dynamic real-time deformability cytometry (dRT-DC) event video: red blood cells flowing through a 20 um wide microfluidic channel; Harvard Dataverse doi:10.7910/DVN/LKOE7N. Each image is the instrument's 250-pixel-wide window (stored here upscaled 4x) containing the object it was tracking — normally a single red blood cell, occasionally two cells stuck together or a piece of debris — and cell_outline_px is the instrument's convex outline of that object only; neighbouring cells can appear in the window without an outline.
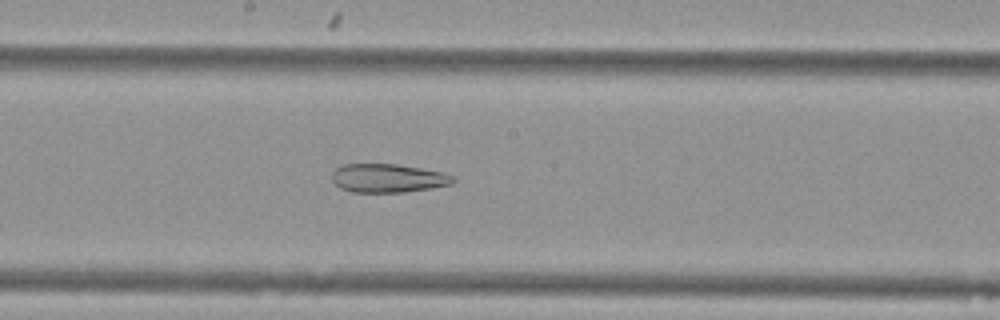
{"species": "Egyptian fruit bat (a non-hibernating species)", "species_latin": "Rousettus aegyptiacus", "temperature_condition": "cold", "stored_images_in_passage": 54, "camera_frame_rate_fps": 3000, "um_per_image_px": 0.085, "animal": {"sex": "female"}, "frame": {"image": 1, "passage_image": 29, "time_ms": 9.333, "image_size_px": [1000, 320], "cell_outline_px": [[456, 180], [452, 184], [432, 188], [404, 192], [352, 192], [340, 188], [332, 180], [332, 172], [336, 168], [344, 164], [396, 164], [420, 168], [440, 172], [452, 176]], "centroid_in_image_um": [32.95, 15.15], "position_along_channel_um": 215.2, "area_um2": 20.11}}
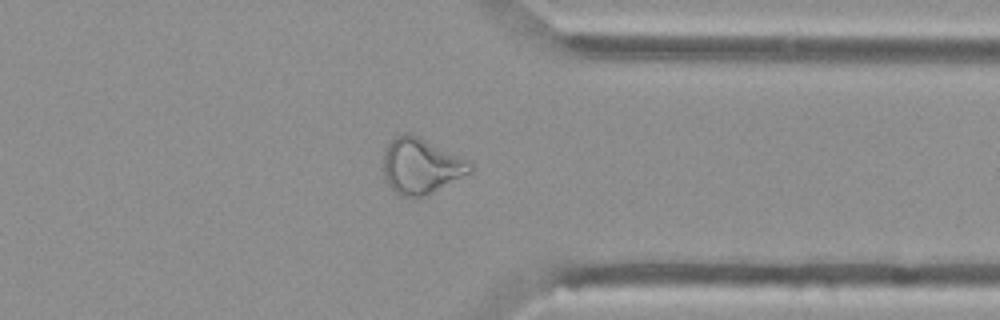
{"frame": {"image": 2, "passage_image": 42, "time_ms": 13.667, "image_size_px": [1000, 320], "cell_outline_px": [[472, 172], [428, 196], [400, 196], [388, 184], [384, 176], [384, 152], [388, 144], [396, 136], [404, 132], [416, 136], [472, 160]], "centroid_in_image_um": [35.84, 14.12], "position_along_channel_um": 375.6, "area_um2": 28.21}}
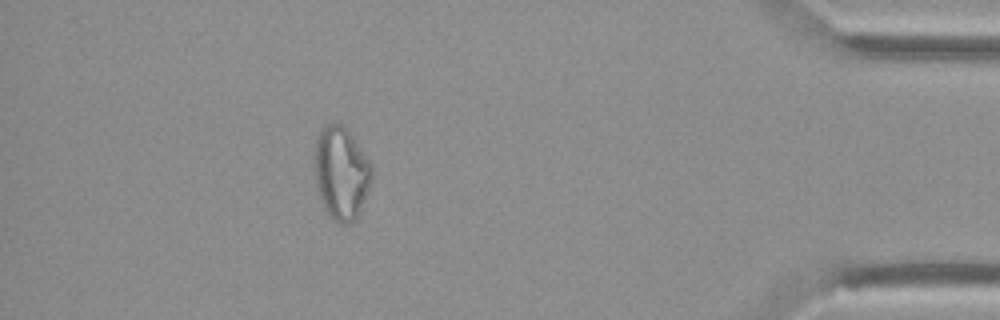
{"frame": {"image": 3, "passage_image": 48, "time_ms": 15.667, "image_size_px": [1000, 320], "cell_outline_px": [[372, 180], [368, 192], [360, 212], [356, 220], [348, 224], [340, 224], [332, 220], [328, 216], [324, 208], [316, 188], [316, 136], [320, 128], [328, 124], [340, 124], [352, 136], [372, 164]], "centroid_in_image_um": [29.02, 14.77], "position_along_channel_um": 406.2, "area_um2": 30.98}}